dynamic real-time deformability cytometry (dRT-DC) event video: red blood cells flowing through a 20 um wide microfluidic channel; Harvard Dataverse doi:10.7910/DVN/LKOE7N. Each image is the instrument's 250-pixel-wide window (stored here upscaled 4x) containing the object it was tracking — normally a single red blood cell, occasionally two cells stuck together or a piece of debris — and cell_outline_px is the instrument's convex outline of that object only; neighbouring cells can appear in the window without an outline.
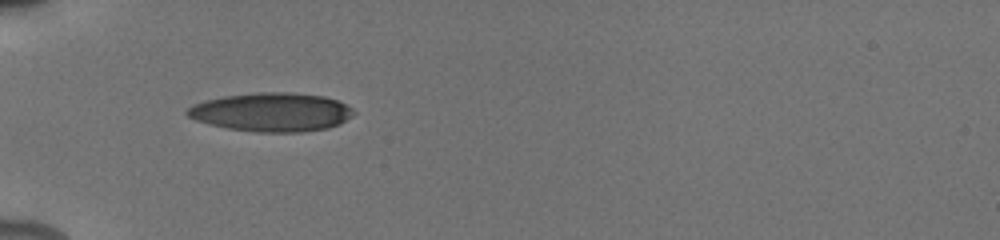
{"species": "human", "species_latin": "Homo sapiens", "temperature_condition": "cold", "stored_images_in_passage": 42, "camera_frame_rate_fps": 3000, "um_per_image_px": 0.085, "donor": {"sex": "male"}, "frame": {"image": 1, "passage_image": 1, "time_ms": 0.0, "image_size_px": [1000, 240], "cell_outline_px": [[356, 112], [352, 116], [340, 124], [328, 128], [300, 132], [256, 132], [228, 128], [208, 124], [196, 120], [188, 116], [184, 112], [188, 108], [196, 104], [208, 100], [224, 96], [260, 92], [288, 92], [324, 96], [336, 100], [352, 108]], "centroid_in_image_um": [23.11, 9.53], "position_along_channel_um": 61.9, "area_um2": 37.4}}
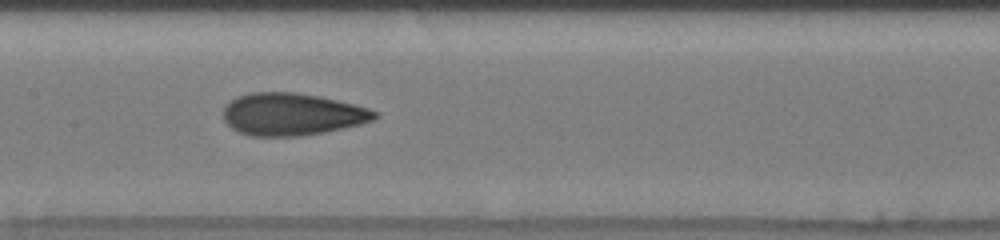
{"frame": {"image": 2, "passage_image": 22, "time_ms": 3.333, "image_size_px": [1000, 240], "cell_outline_px": [[380, 116], [372, 120], [360, 124], [344, 128], [324, 132], [300, 136], [248, 136], [232, 128], [224, 120], [224, 108], [236, 96], [252, 92], [296, 92], [320, 96], [368, 108], [380, 112]], "centroid_in_image_um": [24.84, 9.71], "position_along_channel_um": 182.6, "area_um2": 37.34}}
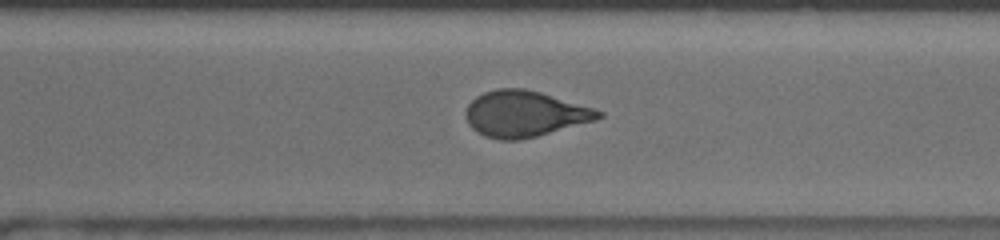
{"frame": {"image": 3, "passage_image": 38, "time_ms": 7.0, "image_size_px": [1000, 240], "cell_outline_px": [[604, 116], [596, 120], [536, 136], [520, 140], [500, 140], [484, 136], [476, 132], [468, 124], [468, 104], [476, 96], [484, 92], [496, 88], [524, 88], [540, 92], [592, 108], [604, 112]], "centroid_in_image_um": [44.59, 9.68], "position_along_channel_um": 326.0, "area_um2": 35.26}}